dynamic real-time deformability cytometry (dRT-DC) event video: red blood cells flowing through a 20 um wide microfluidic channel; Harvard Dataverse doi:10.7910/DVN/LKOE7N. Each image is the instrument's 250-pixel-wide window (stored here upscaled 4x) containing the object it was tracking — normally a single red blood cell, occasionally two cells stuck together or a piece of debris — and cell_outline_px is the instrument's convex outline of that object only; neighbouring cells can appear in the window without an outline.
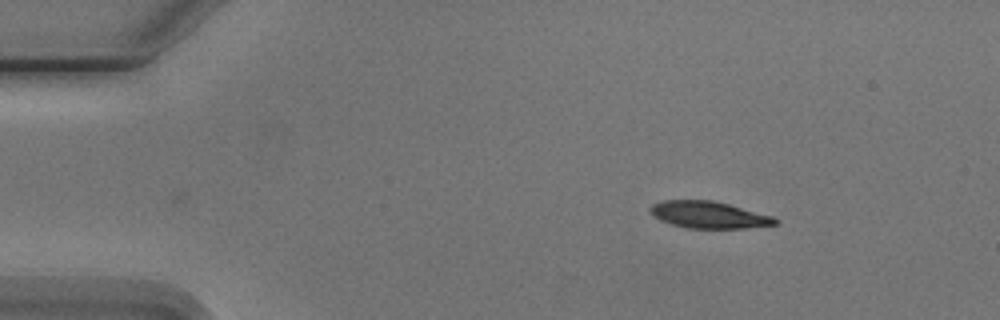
{"species": "Egyptian fruit bat (a non-hibernating species)", "species_latin": "Rousettus aegyptiacus", "temperature_condition": "cold", "stored_images_in_passage": 4, "camera_frame_rate_fps": 3000, "um_per_image_px": 0.085, "animal": {"sex": "male"}, "frame": {"image": 1, "passage_image": 4, "time_ms": 3.667, "image_size_px": [1000, 320], "cell_outline_px": [[780, 220], [776, 224], [744, 228], [688, 228], [672, 224], [660, 220], [648, 208], [652, 204], [664, 200], [712, 200], [728, 204], [772, 216]], "centroid_in_image_um": [60.24, 18.25], "position_along_channel_um": 24.8, "area_um2": 19.31}}